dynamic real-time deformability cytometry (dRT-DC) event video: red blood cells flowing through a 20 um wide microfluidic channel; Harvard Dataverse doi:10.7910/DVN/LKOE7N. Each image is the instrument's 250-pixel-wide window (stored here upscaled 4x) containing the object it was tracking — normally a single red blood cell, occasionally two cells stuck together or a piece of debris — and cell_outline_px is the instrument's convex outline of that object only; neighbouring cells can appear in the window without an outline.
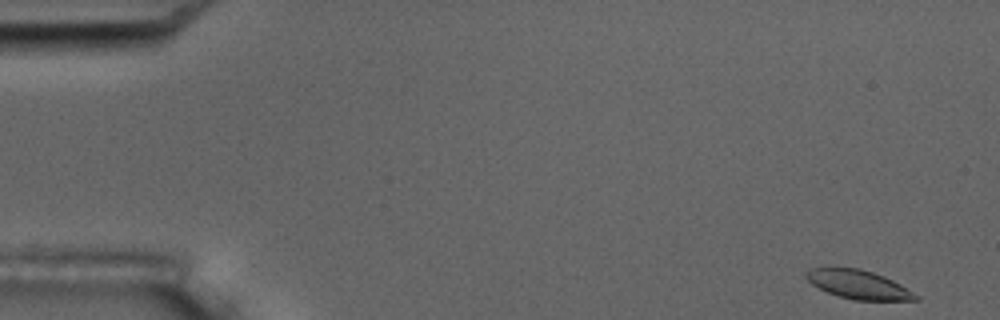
{"species": "common noctule bat (a hibernating species)", "species_latin": "Nyctalus noctula", "temperature_condition": "room temperature", "stored_images_in_passage": 5, "camera_frame_rate_fps": 3000, "um_per_image_px": 0.085, "animal": {"sex": "male", "body_mass_g": 17.5, "forearm_length_mm": 52.3}, "frame": {"image": 1, "passage_image": 1, "time_ms": 0.0, "image_size_px": [1000, 320], "cell_outline_px": [[920, 300], [856, 300], [840, 296], [828, 292], [812, 284], [804, 276], [804, 272], [812, 268], [860, 268], [884, 276], [900, 284], [920, 296]], "centroid_in_image_um": [72.99, 24.18], "position_along_channel_um": 12.0, "area_um2": 18.15}}
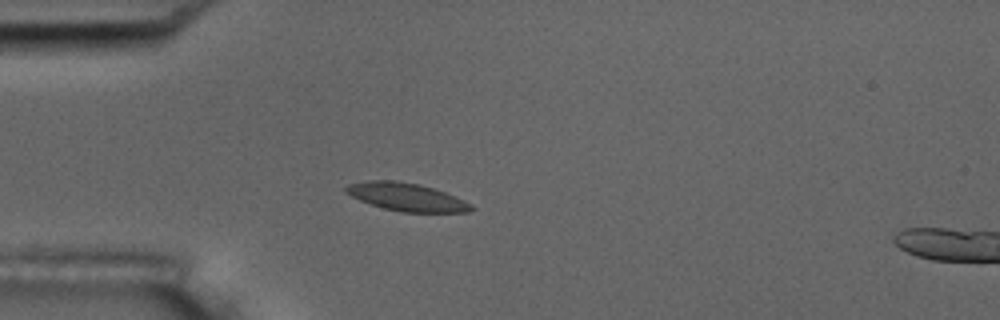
{"frame": {"image": 2, "passage_image": 4, "time_ms": 4.333, "image_size_px": [1000, 320], "cell_outline_px": [[476, 208], [468, 212], [400, 212], [384, 208], [360, 200], [344, 192], [344, 188], [348, 184], [368, 180], [392, 180], [416, 184], [432, 188], [444, 192], [464, 200], [472, 204]], "centroid_in_image_um": [34.55, 16.75], "position_along_channel_um": 50.4, "area_um2": 20.23}}